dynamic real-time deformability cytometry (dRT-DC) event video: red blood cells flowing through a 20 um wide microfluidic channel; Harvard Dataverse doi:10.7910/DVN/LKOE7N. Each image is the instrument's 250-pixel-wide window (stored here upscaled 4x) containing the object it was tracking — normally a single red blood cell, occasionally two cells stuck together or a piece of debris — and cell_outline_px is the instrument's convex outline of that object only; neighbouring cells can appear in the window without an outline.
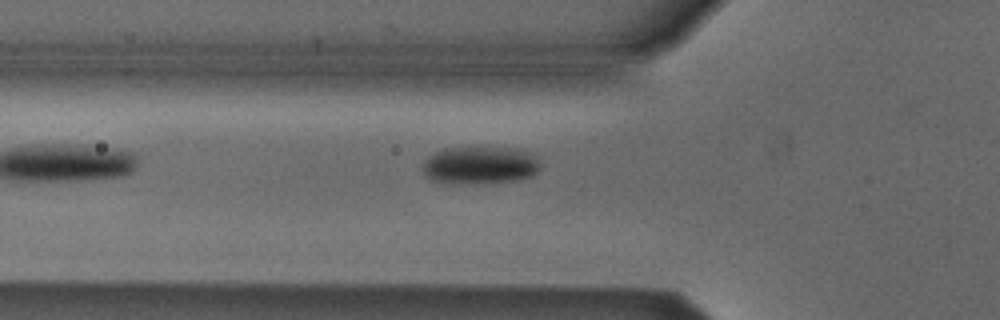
{"species": "Egyptian fruit bat (a non-hibernating species)", "species_latin": "Rousettus aegyptiacus", "temperature_condition": "cold", "stored_images_in_passage": 5, "camera_frame_rate_fps": 3000, "um_per_image_px": 0.085, "animal": {"sex": "male"}, "frame": {"image": 1, "passage_image": 5, "time_ms": 1.333, "image_size_px": [1000, 320], "cell_outline_px": [[540, 168], [532, 176], [512, 180], [432, 180], [424, 176], [420, 168], [424, 160], [428, 156], [444, 148], [476, 144], [524, 148], [536, 156], [540, 160]], "centroid_in_image_um": [40.84, 13.9], "position_along_channel_um": 85.0, "area_um2": 25.95}}